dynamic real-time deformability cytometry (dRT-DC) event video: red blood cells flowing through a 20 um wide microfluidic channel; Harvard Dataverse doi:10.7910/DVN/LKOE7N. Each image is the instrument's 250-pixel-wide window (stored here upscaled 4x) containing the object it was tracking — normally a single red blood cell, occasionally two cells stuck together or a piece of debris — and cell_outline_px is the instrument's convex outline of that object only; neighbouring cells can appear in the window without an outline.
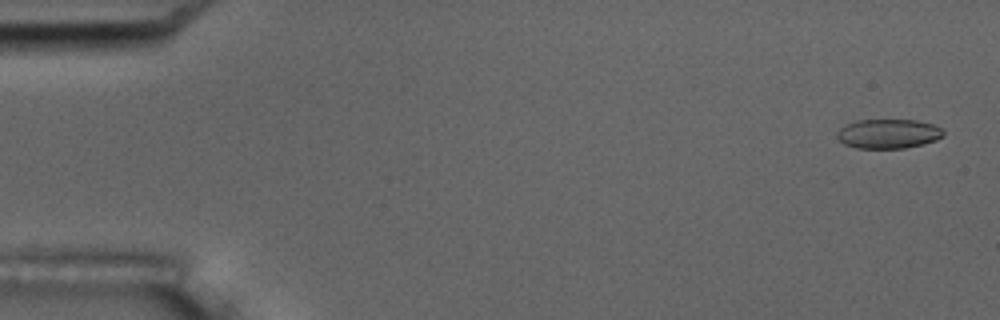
{"species": "common noctule bat (a hibernating species)", "species_latin": "Nyctalus noctula", "temperature_condition": "room temperature", "stored_images_in_passage": 4, "camera_frame_rate_fps": 3000, "um_per_image_px": 0.085, "animal": {"sex": "male", "body_mass_g": 17.5, "forearm_length_mm": 52.3}, "frame": {"image": 1, "passage_image": 1, "time_ms": 0.0, "image_size_px": [1000, 320], "cell_outline_px": [[944, 136], [936, 140], [904, 148], [856, 148], [844, 144], [836, 136], [836, 132], [844, 124], [856, 120], [916, 120], [932, 124], [940, 128], [944, 132]], "centroid_in_image_um": [75.46, 11.36], "position_along_channel_um": 9.5, "area_um2": 18.21}}